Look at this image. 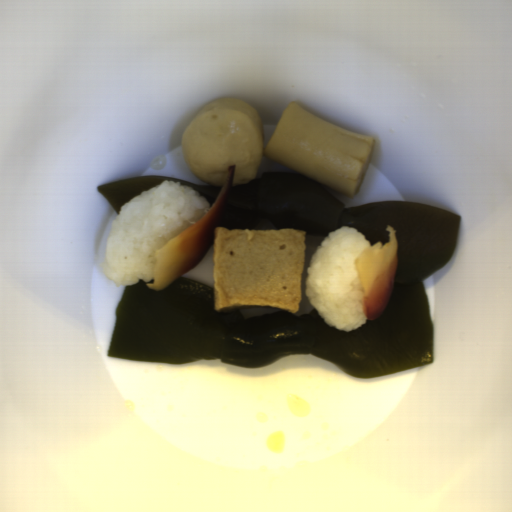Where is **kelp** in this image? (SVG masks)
<instances>
[{
  "mask_svg": "<svg viewBox=\"0 0 512 512\" xmlns=\"http://www.w3.org/2000/svg\"><path fill=\"white\" fill-rule=\"evenodd\" d=\"M460 219L438 206L406 200L345 206L324 184L298 171L266 172L233 183L216 227L286 229L326 237L349 227L374 246L388 243L391 226L396 265L383 314L353 331L329 326L316 308L302 315L278 308L244 318L239 308L216 310L211 286L181 275L153 291L147 287L153 276L124 289L114 308L107 355L176 365L220 359L251 369L311 354L363 379L432 364L434 328L422 282L452 257Z\"/></svg>",
  "mask_w": 512,
  "mask_h": 512,
  "instance_id": "obj_1",
  "label": "kelp"
},
{
  "mask_svg": "<svg viewBox=\"0 0 512 512\" xmlns=\"http://www.w3.org/2000/svg\"><path fill=\"white\" fill-rule=\"evenodd\" d=\"M165 181H173L195 189L198 194L207 199L209 210L212 209L217 198L224 189L220 184H198L178 177L165 175H141L129 177L108 184L97 186L98 192L114 207L119 215L122 206L135 196L143 194L147 190L162 184Z\"/></svg>",
  "mask_w": 512,
  "mask_h": 512,
  "instance_id": "obj_2",
  "label": "kelp"
}]
</instances>
